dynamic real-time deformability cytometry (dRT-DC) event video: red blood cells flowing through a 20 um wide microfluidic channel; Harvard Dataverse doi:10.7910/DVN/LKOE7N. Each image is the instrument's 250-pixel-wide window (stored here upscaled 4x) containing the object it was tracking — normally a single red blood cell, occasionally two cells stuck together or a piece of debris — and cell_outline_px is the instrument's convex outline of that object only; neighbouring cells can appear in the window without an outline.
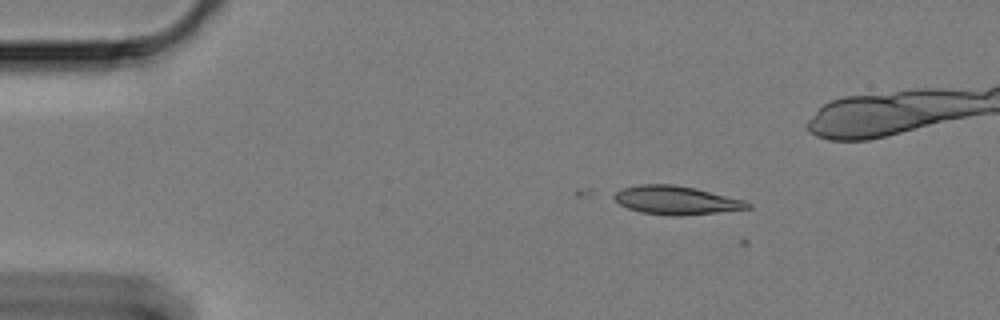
{"species": "Egyptian fruit bat (a non-hibernating species)", "species_latin": "Rousettus aegyptiacus", "temperature_condition": "cold", "stored_images_in_passage": 6, "camera_frame_rate_fps": 3000, "um_per_image_px": 0.085, "animal": {"sex": "female"}, "frame": {"image": 1, "passage_image": 3, "time_ms": 0.667, "image_size_px": [1000, 320], "cell_outline_px": [[752, 208], [680, 216], [668, 216], [640, 212], [628, 208], [620, 204], [612, 196], [620, 188], [640, 184], [672, 184], [692, 188], [744, 200], [752, 204]], "centroid_in_image_um": [57.43, 17.02], "position_along_channel_um": 27.6, "area_um2": 22.02}}